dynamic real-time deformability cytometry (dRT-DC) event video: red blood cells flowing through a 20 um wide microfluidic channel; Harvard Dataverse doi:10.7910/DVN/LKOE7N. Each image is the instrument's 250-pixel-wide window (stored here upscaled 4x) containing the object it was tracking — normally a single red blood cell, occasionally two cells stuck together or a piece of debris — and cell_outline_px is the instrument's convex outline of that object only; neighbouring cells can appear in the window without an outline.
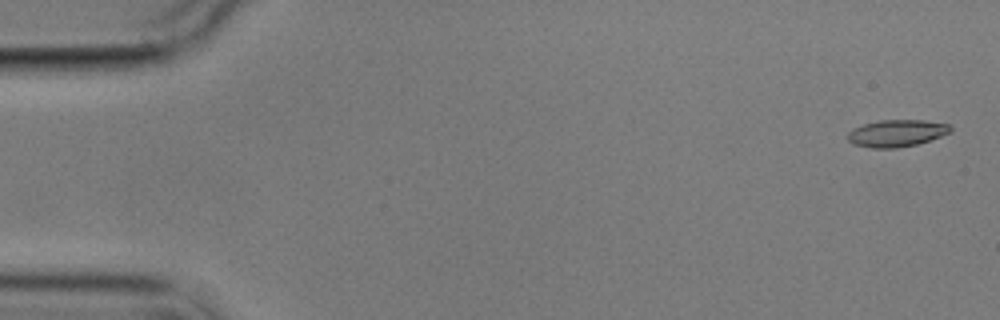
{"species": "common noctule bat (a hibernating species)", "species_latin": "Nyctalus noctula", "temperature_condition": "cold", "stored_images_in_passage": 4, "camera_frame_rate_fps": 3000, "um_per_image_px": 0.085, "animal": {"sex": "male", "body_mass_g": 17.9}, "frame": {"image": 1, "passage_image": 1, "time_ms": 0.0, "image_size_px": [1000, 320], "cell_outline_px": [[952, 132], [916, 144], [896, 148], [872, 148], [852, 144], [844, 136], [852, 128], [864, 124], [880, 120], [924, 120], [948, 124], [952, 128]], "centroid_in_image_um": [76.16, 11.32], "position_along_channel_um": 8.8, "area_um2": 16.24}}